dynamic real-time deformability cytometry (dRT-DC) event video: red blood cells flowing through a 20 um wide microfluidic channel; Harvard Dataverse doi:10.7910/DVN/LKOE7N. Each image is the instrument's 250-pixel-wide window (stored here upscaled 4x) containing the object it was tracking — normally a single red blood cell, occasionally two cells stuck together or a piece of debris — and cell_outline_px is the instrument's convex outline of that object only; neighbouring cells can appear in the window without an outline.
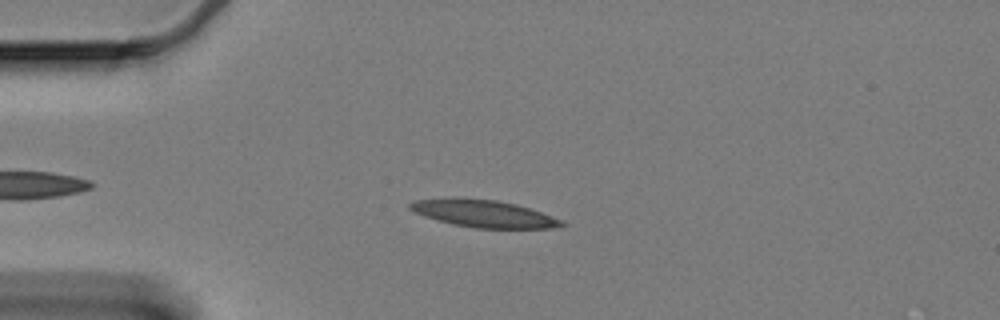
{"species": "Egyptian fruit bat (a non-hibernating species)", "species_latin": "Rousettus aegyptiacus", "temperature_condition": "cold", "stored_images_in_passage": 51, "camera_frame_rate_fps": 3000, "um_per_image_px": 0.085, "animal": {"sex": "female"}, "frame": {"image": 1, "passage_image": 10, "time_ms": 3.0, "image_size_px": [1000, 320], "cell_outline_px": [[568, 224], [560, 228], [472, 228], [452, 224], [424, 216], [408, 208], [408, 204], [416, 200], [452, 196], [456, 196], [496, 200], [516, 204], [564, 220]], "centroid_in_image_um": [41.11, 18.14], "position_along_channel_um": 43.9, "area_um2": 24.51}}
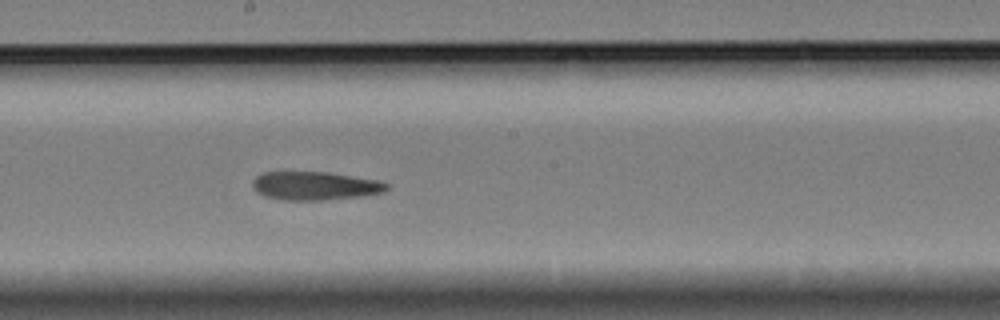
{"frame": {"image": 2, "passage_image": 28, "time_ms": 9.0, "image_size_px": [1000, 320], "cell_outline_px": [[388, 188], [384, 192], [364, 196], [324, 200], [280, 200], [264, 196], [256, 192], [252, 188], [252, 180], [256, 176], [264, 172], [328, 172], [380, 180], [388, 184]], "centroid_in_image_um": [26.76, 15.8], "position_along_channel_um": 221.4, "area_um2": 22.54}}
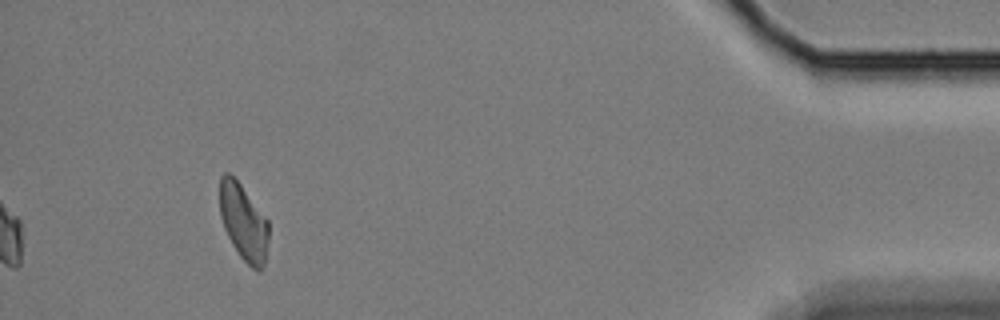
{"frame": {"image": 3, "passage_image": 51, "time_ms": 16.667, "image_size_px": [1000, 320], "cell_outline_px": [[268, 240], [264, 268], [260, 272], [256, 272], [240, 256], [232, 244], [224, 228], [220, 216], [220, 176], [224, 172], [228, 172], [240, 184], [268, 220]], "centroid_in_image_um": [20.7, 18.92], "position_along_channel_um": 414.5, "area_um2": 21.73}}